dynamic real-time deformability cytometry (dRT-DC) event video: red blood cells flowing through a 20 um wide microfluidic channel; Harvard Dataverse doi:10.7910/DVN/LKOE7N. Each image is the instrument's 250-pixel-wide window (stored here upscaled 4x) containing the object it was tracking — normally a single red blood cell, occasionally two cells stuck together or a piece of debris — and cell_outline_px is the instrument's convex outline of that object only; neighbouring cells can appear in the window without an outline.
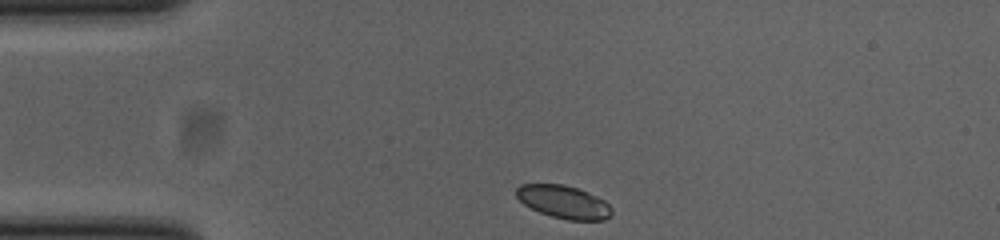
{"species": "common noctule bat (a hibernating species)", "species_latin": "Nyctalus noctula", "temperature_condition": "cold", "stored_images_in_passage": 35, "camera_frame_rate_fps": 3000, "um_per_image_px": 0.085, "animal": {"sex": "female", "body_mass_g": 23.0, "forearm_length_mm": 53.4}, "frame": {"image": 1, "passage_image": 1, "time_ms": 0.0, "image_size_px": [1000, 240], "cell_outline_px": [[612, 212], [604, 220], [568, 220], [552, 216], [540, 212], [524, 204], [516, 196], [516, 188], [520, 184], [564, 184], [588, 192], [604, 200], [612, 208]], "centroid_in_image_um": [47.9, 17.15], "position_along_channel_um": 37.1, "area_um2": 18.15}}
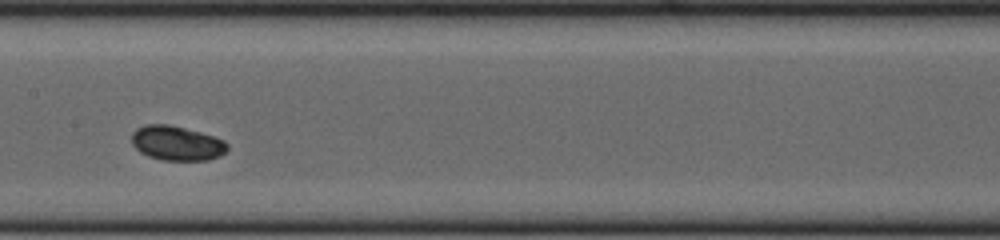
{"frame": {"image": 2, "passage_image": 16, "time_ms": 5.0, "image_size_px": [1000, 240], "cell_outline_px": [[228, 148], [220, 156], [208, 160], [164, 160], [148, 156], [140, 152], [132, 144], [132, 132], [136, 128], [148, 124], [168, 124], [200, 132], [224, 140], [228, 144]], "centroid_in_image_um": [15.02, 12.17], "position_along_channel_um": 192.4, "area_um2": 19.19}}
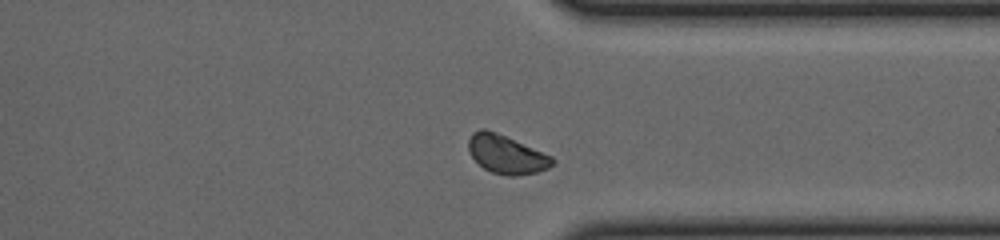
{"frame": {"image": 3, "passage_image": 30, "time_ms": 9.667, "image_size_px": [1000, 240], "cell_outline_px": [[556, 160], [548, 168], [536, 172], [516, 176], [508, 176], [492, 172], [484, 168], [472, 156], [468, 148], [468, 140], [472, 132], [480, 128], [484, 128], [496, 132], [552, 156]], "centroid_in_image_um": [43.03, 13.11], "position_along_channel_um": 368.4, "area_um2": 18.67}}